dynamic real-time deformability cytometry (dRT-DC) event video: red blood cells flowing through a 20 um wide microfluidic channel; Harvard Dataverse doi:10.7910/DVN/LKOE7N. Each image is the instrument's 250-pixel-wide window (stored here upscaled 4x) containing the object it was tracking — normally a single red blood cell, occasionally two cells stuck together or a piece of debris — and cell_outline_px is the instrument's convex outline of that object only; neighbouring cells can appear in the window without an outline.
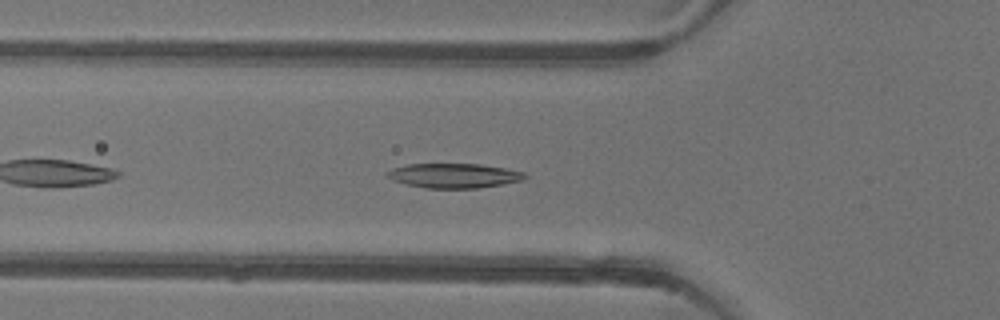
{"species": "common noctule bat (a hibernating species)", "species_latin": "Nyctalus noctula", "temperature_condition": "warm", "stored_images_in_passage": 39, "camera_frame_rate_fps": 3000, "um_per_image_px": 0.085, "animal": {"sex": "female"}, "frame": {"image": 1, "passage_image": 5, "time_ms": 1.333, "image_size_px": [1000, 320], "cell_outline_px": [[528, 176], [524, 180], [476, 188], [424, 188], [392, 180], [388, 176], [388, 172], [392, 168], [408, 164], [480, 164], [504, 168], [524, 172]], "centroid_in_image_um": [38.6, 14.92], "position_along_channel_um": 87.2, "area_um2": 19.48}}
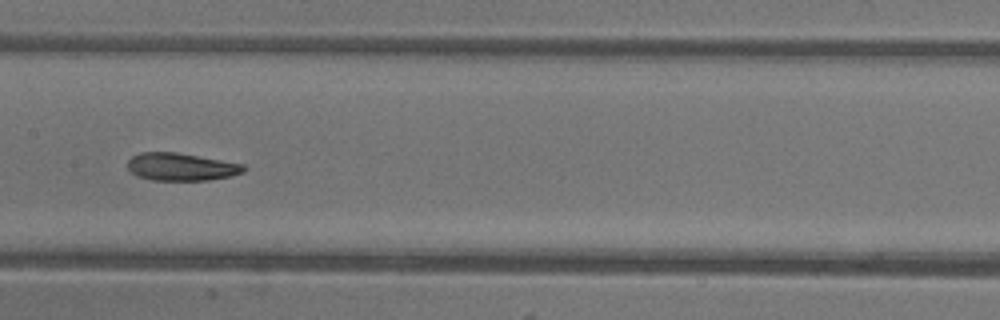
{"frame": {"image": 2, "passage_image": 13, "time_ms": 4.0, "image_size_px": [1000, 320], "cell_outline_px": [[248, 168], [244, 172], [232, 176], [208, 180], [152, 180], [136, 176], [128, 168], [128, 160], [132, 156], [140, 152], [176, 152], [244, 164]], "centroid_in_image_um": [15.42, 14.18], "position_along_channel_um": 192.0, "area_um2": 18.79}}
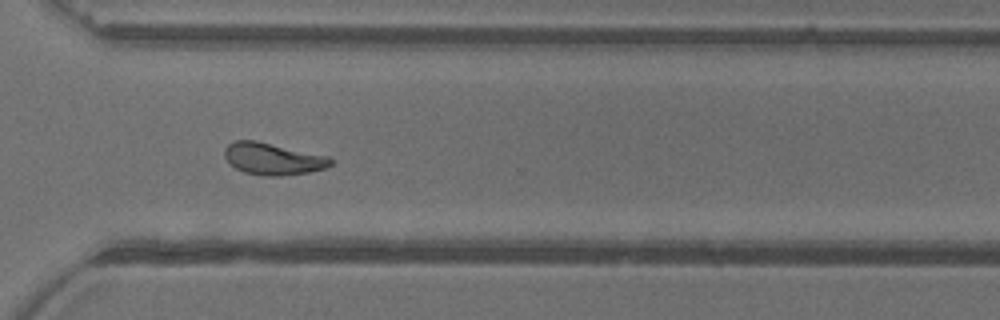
{"frame": {"image": 3, "passage_image": 25, "time_ms": 8.0, "image_size_px": [1000, 320], "cell_outline_px": [[332, 164], [324, 168], [308, 172], [280, 176], [264, 176], [244, 172], [228, 164], [224, 156], [224, 148], [228, 144], [236, 140], [256, 140], [328, 156], [332, 160]], "centroid_in_image_um": [23.14, 13.5], "position_along_channel_um": 347.5, "area_um2": 19.77}, "authors_computed_cell_mechanics": {"area_um2": 19.5364, "velocity_mm_per_s": 3.8962, "shape_relaxation_time_tau1_ms": 8.8311, "shape_relaxation_time_tau2_ms": 3.3935, "deformation_change_tau1": 0.2485, "deformation_change_tau2": 0.1043}}